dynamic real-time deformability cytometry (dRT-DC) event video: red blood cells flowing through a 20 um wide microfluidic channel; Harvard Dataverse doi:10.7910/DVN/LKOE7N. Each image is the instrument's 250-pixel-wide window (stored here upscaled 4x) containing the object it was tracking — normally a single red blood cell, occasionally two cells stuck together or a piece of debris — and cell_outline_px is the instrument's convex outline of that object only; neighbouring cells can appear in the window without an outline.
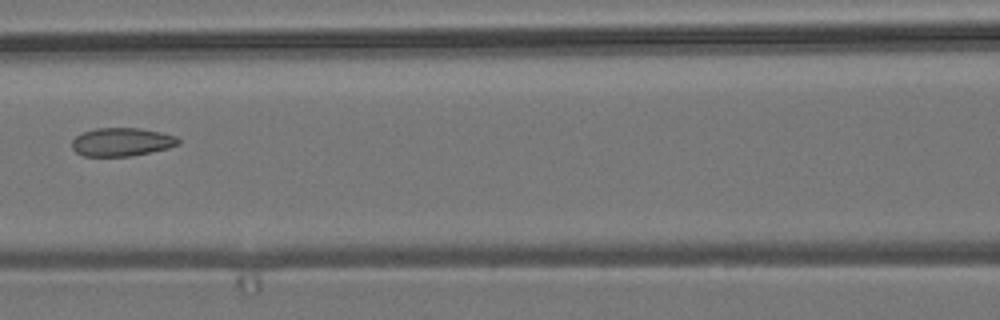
{"species": "common noctule bat (a hibernating species)", "species_latin": "Nyctalus noctula", "temperature_condition": "room temperature", "stored_images_in_passage": 7, "camera_frame_rate_fps": 3000, "um_per_image_px": 0.085, "animal": {"sex": "male", "body_mass_g": 19.2, "forearm_length_mm": 51.8}, "frame": {"image": 1, "passage_image": 4, "time_ms": 1.0, "image_size_px": [1000, 320], "cell_outline_px": [[180, 144], [168, 148], [132, 156], [84, 156], [76, 152], [72, 148], [72, 140], [76, 136], [84, 132], [96, 128], [140, 128], [160, 132], [176, 136], [180, 140]], "centroid_in_image_um": [10.35, 12.07], "position_along_channel_um": 156.2, "area_um2": 17.57}}
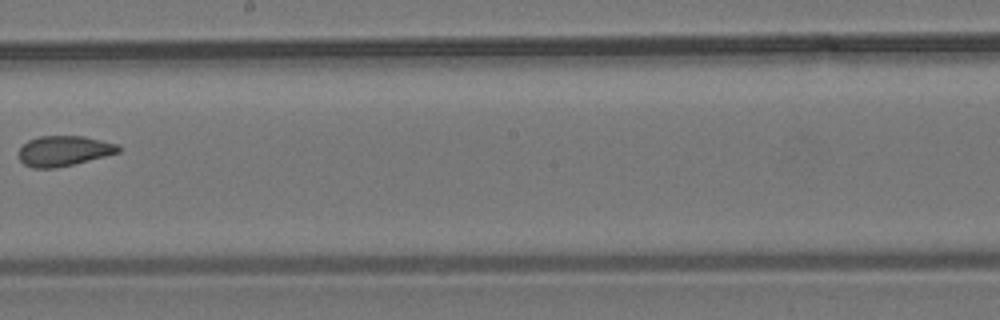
{"frame": {"image": 2, "passage_image": 6, "time_ms": 1.667, "image_size_px": [1000, 320], "cell_outline_px": [[120, 152], [56, 168], [32, 168], [24, 164], [20, 160], [20, 148], [28, 140], [40, 136], [84, 136], [120, 144]], "centroid_in_image_um": [5.44, 12.81], "position_along_channel_um": 242.8, "area_um2": 17.46}}
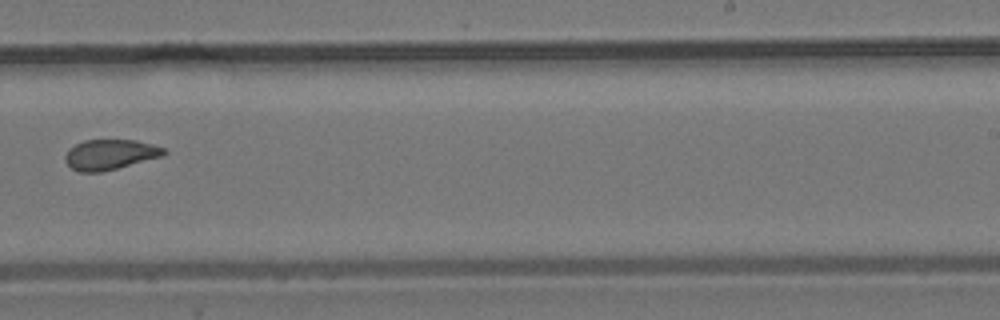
{"frame": {"image": 3, "passage_image": 7, "time_ms": 2.0, "image_size_px": [1000, 320], "cell_outline_px": [[168, 152], [164, 156], [100, 172], [80, 172], [72, 168], [64, 160], [64, 156], [68, 148], [84, 140], [136, 140], [152, 144], [164, 148]], "centroid_in_image_um": [9.35, 13.13], "position_along_channel_um": 279.6, "area_um2": 17.4}}